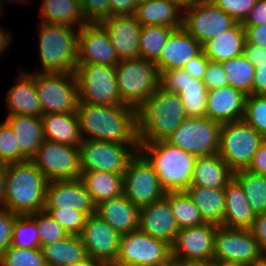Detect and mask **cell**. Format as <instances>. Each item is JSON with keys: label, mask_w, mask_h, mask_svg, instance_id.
Instances as JSON below:
<instances>
[{"label": "cell", "mask_w": 266, "mask_h": 266, "mask_svg": "<svg viewBox=\"0 0 266 266\" xmlns=\"http://www.w3.org/2000/svg\"><path fill=\"white\" fill-rule=\"evenodd\" d=\"M76 114L83 140L140 145L137 109L133 107L79 102Z\"/></svg>", "instance_id": "1"}, {"label": "cell", "mask_w": 266, "mask_h": 266, "mask_svg": "<svg viewBox=\"0 0 266 266\" xmlns=\"http://www.w3.org/2000/svg\"><path fill=\"white\" fill-rule=\"evenodd\" d=\"M48 182L31 160L6 164L3 209L18 215L44 210Z\"/></svg>", "instance_id": "2"}, {"label": "cell", "mask_w": 266, "mask_h": 266, "mask_svg": "<svg viewBox=\"0 0 266 266\" xmlns=\"http://www.w3.org/2000/svg\"><path fill=\"white\" fill-rule=\"evenodd\" d=\"M186 118L180 96L159 86L137 109L139 143L168 139Z\"/></svg>", "instance_id": "3"}, {"label": "cell", "mask_w": 266, "mask_h": 266, "mask_svg": "<svg viewBox=\"0 0 266 266\" xmlns=\"http://www.w3.org/2000/svg\"><path fill=\"white\" fill-rule=\"evenodd\" d=\"M139 144V152L153 166L166 192L186 191L190 187L197 156L167 140Z\"/></svg>", "instance_id": "4"}, {"label": "cell", "mask_w": 266, "mask_h": 266, "mask_svg": "<svg viewBox=\"0 0 266 266\" xmlns=\"http://www.w3.org/2000/svg\"><path fill=\"white\" fill-rule=\"evenodd\" d=\"M39 58L44 73H75L79 29L39 22Z\"/></svg>", "instance_id": "5"}, {"label": "cell", "mask_w": 266, "mask_h": 266, "mask_svg": "<svg viewBox=\"0 0 266 266\" xmlns=\"http://www.w3.org/2000/svg\"><path fill=\"white\" fill-rule=\"evenodd\" d=\"M115 70L121 102L134 109H139L160 86L158 67L143 58L121 60Z\"/></svg>", "instance_id": "6"}, {"label": "cell", "mask_w": 266, "mask_h": 266, "mask_svg": "<svg viewBox=\"0 0 266 266\" xmlns=\"http://www.w3.org/2000/svg\"><path fill=\"white\" fill-rule=\"evenodd\" d=\"M28 73L34 78L42 115L76 113L79 91L74 73Z\"/></svg>", "instance_id": "7"}, {"label": "cell", "mask_w": 266, "mask_h": 266, "mask_svg": "<svg viewBox=\"0 0 266 266\" xmlns=\"http://www.w3.org/2000/svg\"><path fill=\"white\" fill-rule=\"evenodd\" d=\"M264 137L243 120L223 123L218 154L233 172L248 169Z\"/></svg>", "instance_id": "8"}, {"label": "cell", "mask_w": 266, "mask_h": 266, "mask_svg": "<svg viewBox=\"0 0 266 266\" xmlns=\"http://www.w3.org/2000/svg\"><path fill=\"white\" fill-rule=\"evenodd\" d=\"M266 259L250 229L218 226L214 236L213 261L252 266Z\"/></svg>", "instance_id": "9"}, {"label": "cell", "mask_w": 266, "mask_h": 266, "mask_svg": "<svg viewBox=\"0 0 266 266\" xmlns=\"http://www.w3.org/2000/svg\"><path fill=\"white\" fill-rule=\"evenodd\" d=\"M75 76L79 102L94 105H123L118 91L115 67L77 64Z\"/></svg>", "instance_id": "10"}, {"label": "cell", "mask_w": 266, "mask_h": 266, "mask_svg": "<svg viewBox=\"0 0 266 266\" xmlns=\"http://www.w3.org/2000/svg\"><path fill=\"white\" fill-rule=\"evenodd\" d=\"M122 194L139 208L160 200L166 194L153 166L140 152L129 160L123 173Z\"/></svg>", "instance_id": "11"}, {"label": "cell", "mask_w": 266, "mask_h": 266, "mask_svg": "<svg viewBox=\"0 0 266 266\" xmlns=\"http://www.w3.org/2000/svg\"><path fill=\"white\" fill-rule=\"evenodd\" d=\"M139 146L83 140L79 146L81 173L102 171L123 174L129 160L139 152Z\"/></svg>", "instance_id": "12"}, {"label": "cell", "mask_w": 266, "mask_h": 266, "mask_svg": "<svg viewBox=\"0 0 266 266\" xmlns=\"http://www.w3.org/2000/svg\"><path fill=\"white\" fill-rule=\"evenodd\" d=\"M221 123L207 117L186 118L166 139L195 156L218 153Z\"/></svg>", "instance_id": "13"}, {"label": "cell", "mask_w": 266, "mask_h": 266, "mask_svg": "<svg viewBox=\"0 0 266 266\" xmlns=\"http://www.w3.org/2000/svg\"><path fill=\"white\" fill-rule=\"evenodd\" d=\"M217 227L216 224L205 222L179 229L171 245L172 261L183 264H211Z\"/></svg>", "instance_id": "14"}, {"label": "cell", "mask_w": 266, "mask_h": 266, "mask_svg": "<svg viewBox=\"0 0 266 266\" xmlns=\"http://www.w3.org/2000/svg\"><path fill=\"white\" fill-rule=\"evenodd\" d=\"M116 260L139 266H171V245L137 230L120 236Z\"/></svg>", "instance_id": "15"}, {"label": "cell", "mask_w": 266, "mask_h": 266, "mask_svg": "<svg viewBox=\"0 0 266 266\" xmlns=\"http://www.w3.org/2000/svg\"><path fill=\"white\" fill-rule=\"evenodd\" d=\"M31 161L48 181L81 179L79 147L44 140Z\"/></svg>", "instance_id": "16"}, {"label": "cell", "mask_w": 266, "mask_h": 266, "mask_svg": "<svg viewBox=\"0 0 266 266\" xmlns=\"http://www.w3.org/2000/svg\"><path fill=\"white\" fill-rule=\"evenodd\" d=\"M237 23L211 0H201L183 9V28L202 45Z\"/></svg>", "instance_id": "17"}, {"label": "cell", "mask_w": 266, "mask_h": 266, "mask_svg": "<svg viewBox=\"0 0 266 266\" xmlns=\"http://www.w3.org/2000/svg\"><path fill=\"white\" fill-rule=\"evenodd\" d=\"M160 87L180 96L187 117H207L208 90L201 79L192 78L184 69L161 71Z\"/></svg>", "instance_id": "18"}, {"label": "cell", "mask_w": 266, "mask_h": 266, "mask_svg": "<svg viewBox=\"0 0 266 266\" xmlns=\"http://www.w3.org/2000/svg\"><path fill=\"white\" fill-rule=\"evenodd\" d=\"M119 57L105 29L98 23H87L79 29L78 64L116 67Z\"/></svg>", "instance_id": "19"}, {"label": "cell", "mask_w": 266, "mask_h": 266, "mask_svg": "<svg viewBox=\"0 0 266 266\" xmlns=\"http://www.w3.org/2000/svg\"><path fill=\"white\" fill-rule=\"evenodd\" d=\"M120 236L95 213L87 217L80 235L86 254L106 263L117 259Z\"/></svg>", "instance_id": "20"}, {"label": "cell", "mask_w": 266, "mask_h": 266, "mask_svg": "<svg viewBox=\"0 0 266 266\" xmlns=\"http://www.w3.org/2000/svg\"><path fill=\"white\" fill-rule=\"evenodd\" d=\"M72 208L87 216L95 213V205L81 179L49 181L44 209Z\"/></svg>", "instance_id": "21"}, {"label": "cell", "mask_w": 266, "mask_h": 266, "mask_svg": "<svg viewBox=\"0 0 266 266\" xmlns=\"http://www.w3.org/2000/svg\"><path fill=\"white\" fill-rule=\"evenodd\" d=\"M107 32L119 60L139 58L142 25L135 15H114L98 22Z\"/></svg>", "instance_id": "22"}, {"label": "cell", "mask_w": 266, "mask_h": 266, "mask_svg": "<svg viewBox=\"0 0 266 266\" xmlns=\"http://www.w3.org/2000/svg\"><path fill=\"white\" fill-rule=\"evenodd\" d=\"M141 209L139 230L149 236L173 244L179 228L166 196Z\"/></svg>", "instance_id": "23"}, {"label": "cell", "mask_w": 266, "mask_h": 266, "mask_svg": "<svg viewBox=\"0 0 266 266\" xmlns=\"http://www.w3.org/2000/svg\"><path fill=\"white\" fill-rule=\"evenodd\" d=\"M202 51V44L181 27L170 34L155 65L159 72L183 69L186 63Z\"/></svg>", "instance_id": "24"}, {"label": "cell", "mask_w": 266, "mask_h": 266, "mask_svg": "<svg viewBox=\"0 0 266 266\" xmlns=\"http://www.w3.org/2000/svg\"><path fill=\"white\" fill-rule=\"evenodd\" d=\"M95 214L120 235L135 232L140 228L141 209L131 203L123 194L97 204Z\"/></svg>", "instance_id": "25"}, {"label": "cell", "mask_w": 266, "mask_h": 266, "mask_svg": "<svg viewBox=\"0 0 266 266\" xmlns=\"http://www.w3.org/2000/svg\"><path fill=\"white\" fill-rule=\"evenodd\" d=\"M246 96L229 85L208 90L207 118L221 124L242 120Z\"/></svg>", "instance_id": "26"}, {"label": "cell", "mask_w": 266, "mask_h": 266, "mask_svg": "<svg viewBox=\"0 0 266 266\" xmlns=\"http://www.w3.org/2000/svg\"><path fill=\"white\" fill-rule=\"evenodd\" d=\"M134 15L142 26H183V9L170 0H141Z\"/></svg>", "instance_id": "27"}, {"label": "cell", "mask_w": 266, "mask_h": 266, "mask_svg": "<svg viewBox=\"0 0 266 266\" xmlns=\"http://www.w3.org/2000/svg\"><path fill=\"white\" fill-rule=\"evenodd\" d=\"M13 130L21 154L31 160L43 143V124L41 117L32 115L7 114L4 120Z\"/></svg>", "instance_id": "28"}, {"label": "cell", "mask_w": 266, "mask_h": 266, "mask_svg": "<svg viewBox=\"0 0 266 266\" xmlns=\"http://www.w3.org/2000/svg\"><path fill=\"white\" fill-rule=\"evenodd\" d=\"M234 178V172L218 153L197 156L190 186L224 189Z\"/></svg>", "instance_id": "29"}, {"label": "cell", "mask_w": 266, "mask_h": 266, "mask_svg": "<svg viewBox=\"0 0 266 266\" xmlns=\"http://www.w3.org/2000/svg\"><path fill=\"white\" fill-rule=\"evenodd\" d=\"M225 211L223 226L249 229L256 217L246 198L242 186L233 178L224 188Z\"/></svg>", "instance_id": "30"}, {"label": "cell", "mask_w": 266, "mask_h": 266, "mask_svg": "<svg viewBox=\"0 0 266 266\" xmlns=\"http://www.w3.org/2000/svg\"><path fill=\"white\" fill-rule=\"evenodd\" d=\"M41 119L45 140L75 147L83 142L76 113L45 114Z\"/></svg>", "instance_id": "31"}, {"label": "cell", "mask_w": 266, "mask_h": 266, "mask_svg": "<svg viewBox=\"0 0 266 266\" xmlns=\"http://www.w3.org/2000/svg\"><path fill=\"white\" fill-rule=\"evenodd\" d=\"M246 33L243 24L237 22L229 30L202 45L203 52L212 62H222L243 54Z\"/></svg>", "instance_id": "32"}, {"label": "cell", "mask_w": 266, "mask_h": 266, "mask_svg": "<svg viewBox=\"0 0 266 266\" xmlns=\"http://www.w3.org/2000/svg\"><path fill=\"white\" fill-rule=\"evenodd\" d=\"M25 72L20 71L17 83L7 93L6 104L8 109L10 108L8 113L41 117L42 108L34 85V78L28 71Z\"/></svg>", "instance_id": "33"}, {"label": "cell", "mask_w": 266, "mask_h": 266, "mask_svg": "<svg viewBox=\"0 0 266 266\" xmlns=\"http://www.w3.org/2000/svg\"><path fill=\"white\" fill-rule=\"evenodd\" d=\"M40 13V22L49 24L80 29L88 23L84 18L80 0H42Z\"/></svg>", "instance_id": "34"}, {"label": "cell", "mask_w": 266, "mask_h": 266, "mask_svg": "<svg viewBox=\"0 0 266 266\" xmlns=\"http://www.w3.org/2000/svg\"><path fill=\"white\" fill-rule=\"evenodd\" d=\"M186 192L198 207L205 222L223 226L225 211L224 189L190 186Z\"/></svg>", "instance_id": "35"}, {"label": "cell", "mask_w": 266, "mask_h": 266, "mask_svg": "<svg viewBox=\"0 0 266 266\" xmlns=\"http://www.w3.org/2000/svg\"><path fill=\"white\" fill-rule=\"evenodd\" d=\"M92 201L100 202L117 198L123 193V174L102 171H87L81 175Z\"/></svg>", "instance_id": "36"}, {"label": "cell", "mask_w": 266, "mask_h": 266, "mask_svg": "<svg viewBox=\"0 0 266 266\" xmlns=\"http://www.w3.org/2000/svg\"><path fill=\"white\" fill-rule=\"evenodd\" d=\"M41 250L46 266H71L87 256L81 237L76 235L42 246Z\"/></svg>", "instance_id": "37"}, {"label": "cell", "mask_w": 266, "mask_h": 266, "mask_svg": "<svg viewBox=\"0 0 266 266\" xmlns=\"http://www.w3.org/2000/svg\"><path fill=\"white\" fill-rule=\"evenodd\" d=\"M234 178L242 186L254 214H266V175L244 169L234 172Z\"/></svg>", "instance_id": "38"}, {"label": "cell", "mask_w": 266, "mask_h": 266, "mask_svg": "<svg viewBox=\"0 0 266 266\" xmlns=\"http://www.w3.org/2000/svg\"><path fill=\"white\" fill-rule=\"evenodd\" d=\"M227 74L228 85L242 91L245 95H253L255 66L244 54L220 62Z\"/></svg>", "instance_id": "39"}, {"label": "cell", "mask_w": 266, "mask_h": 266, "mask_svg": "<svg viewBox=\"0 0 266 266\" xmlns=\"http://www.w3.org/2000/svg\"><path fill=\"white\" fill-rule=\"evenodd\" d=\"M174 218L179 229L205 223L198 207L186 191L166 192Z\"/></svg>", "instance_id": "40"}, {"label": "cell", "mask_w": 266, "mask_h": 266, "mask_svg": "<svg viewBox=\"0 0 266 266\" xmlns=\"http://www.w3.org/2000/svg\"><path fill=\"white\" fill-rule=\"evenodd\" d=\"M174 30L166 26H142L139 57L155 63Z\"/></svg>", "instance_id": "41"}, {"label": "cell", "mask_w": 266, "mask_h": 266, "mask_svg": "<svg viewBox=\"0 0 266 266\" xmlns=\"http://www.w3.org/2000/svg\"><path fill=\"white\" fill-rule=\"evenodd\" d=\"M11 246L40 248L37 223L30 215H18L13 226Z\"/></svg>", "instance_id": "42"}, {"label": "cell", "mask_w": 266, "mask_h": 266, "mask_svg": "<svg viewBox=\"0 0 266 266\" xmlns=\"http://www.w3.org/2000/svg\"><path fill=\"white\" fill-rule=\"evenodd\" d=\"M242 120L266 140V95H248Z\"/></svg>", "instance_id": "43"}, {"label": "cell", "mask_w": 266, "mask_h": 266, "mask_svg": "<svg viewBox=\"0 0 266 266\" xmlns=\"http://www.w3.org/2000/svg\"><path fill=\"white\" fill-rule=\"evenodd\" d=\"M30 216L37 223L40 248L56 241L63 240L69 236L64 228L53 219L47 211L41 210L30 214Z\"/></svg>", "instance_id": "44"}, {"label": "cell", "mask_w": 266, "mask_h": 266, "mask_svg": "<svg viewBox=\"0 0 266 266\" xmlns=\"http://www.w3.org/2000/svg\"><path fill=\"white\" fill-rule=\"evenodd\" d=\"M0 266H46L41 248L10 246L0 259Z\"/></svg>", "instance_id": "45"}, {"label": "cell", "mask_w": 266, "mask_h": 266, "mask_svg": "<svg viewBox=\"0 0 266 266\" xmlns=\"http://www.w3.org/2000/svg\"><path fill=\"white\" fill-rule=\"evenodd\" d=\"M44 210L47 211L49 215L55 219L69 235H81L84 224L88 217L85 213L72 208Z\"/></svg>", "instance_id": "46"}, {"label": "cell", "mask_w": 266, "mask_h": 266, "mask_svg": "<svg viewBox=\"0 0 266 266\" xmlns=\"http://www.w3.org/2000/svg\"><path fill=\"white\" fill-rule=\"evenodd\" d=\"M0 160L4 164L27 161L21 154L13 130L5 121L0 123Z\"/></svg>", "instance_id": "47"}, {"label": "cell", "mask_w": 266, "mask_h": 266, "mask_svg": "<svg viewBox=\"0 0 266 266\" xmlns=\"http://www.w3.org/2000/svg\"><path fill=\"white\" fill-rule=\"evenodd\" d=\"M237 22L243 23L257 0H211Z\"/></svg>", "instance_id": "48"}, {"label": "cell", "mask_w": 266, "mask_h": 266, "mask_svg": "<svg viewBox=\"0 0 266 266\" xmlns=\"http://www.w3.org/2000/svg\"><path fill=\"white\" fill-rule=\"evenodd\" d=\"M84 18L96 23L110 17V0H80Z\"/></svg>", "instance_id": "49"}, {"label": "cell", "mask_w": 266, "mask_h": 266, "mask_svg": "<svg viewBox=\"0 0 266 266\" xmlns=\"http://www.w3.org/2000/svg\"><path fill=\"white\" fill-rule=\"evenodd\" d=\"M18 214L0 209V259L11 246L13 226Z\"/></svg>", "instance_id": "50"}, {"label": "cell", "mask_w": 266, "mask_h": 266, "mask_svg": "<svg viewBox=\"0 0 266 266\" xmlns=\"http://www.w3.org/2000/svg\"><path fill=\"white\" fill-rule=\"evenodd\" d=\"M202 81L205 83L207 90L228 86L227 74L219 62L209 61Z\"/></svg>", "instance_id": "51"}, {"label": "cell", "mask_w": 266, "mask_h": 266, "mask_svg": "<svg viewBox=\"0 0 266 266\" xmlns=\"http://www.w3.org/2000/svg\"><path fill=\"white\" fill-rule=\"evenodd\" d=\"M209 59L202 51L198 56L192 58L188 63L185 64L183 69L192 77L201 79L203 78Z\"/></svg>", "instance_id": "52"}, {"label": "cell", "mask_w": 266, "mask_h": 266, "mask_svg": "<svg viewBox=\"0 0 266 266\" xmlns=\"http://www.w3.org/2000/svg\"><path fill=\"white\" fill-rule=\"evenodd\" d=\"M253 237L259 243L261 251L266 256V214L256 215L252 226L249 228Z\"/></svg>", "instance_id": "53"}, {"label": "cell", "mask_w": 266, "mask_h": 266, "mask_svg": "<svg viewBox=\"0 0 266 266\" xmlns=\"http://www.w3.org/2000/svg\"><path fill=\"white\" fill-rule=\"evenodd\" d=\"M266 22V0H257L243 26H257Z\"/></svg>", "instance_id": "54"}, {"label": "cell", "mask_w": 266, "mask_h": 266, "mask_svg": "<svg viewBox=\"0 0 266 266\" xmlns=\"http://www.w3.org/2000/svg\"><path fill=\"white\" fill-rule=\"evenodd\" d=\"M246 33V43L266 48V22L257 26H243Z\"/></svg>", "instance_id": "55"}, {"label": "cell", "mask_w": 266, "mask_h": 266, "mask_svg": "<svg viewBox=\"0 0 266 266\" xmlns=\"http://www.w3.org/2000/svg\"><path fill=\"white\" fill-rule=\"evenodd\" d=\"M140 0H110V16L133 15Z\"/></svg>", "instance_id": "56"}, {"label": "cell", "mask_w": 266, "mask_h": 266, "mask_svg": "<svg viewBox=\"0 0 266 266\" xmlns=\"http://www.w3.org/2000/svg\"><path fill=\"white\" fill-rule=\"evenodd\" d=\"M253 95H266V61L255 66Z\"/></svg>", "instance_id": "57"}, {"label": "cell", "mask_w": 266, "mask_h": 266, "mask_svg": "<svg viewBox=\"0 0 266 266\" xmlns=\"http://www.w3.org/2000/svg\"><path fill=\"white\" fill-rule=\"evenodd\" d=\"M249 171L266 175V140L260 145L248 167Z\"/></svg>", "instance_id": "58"}, {"label": "cell", "mask_w": 266, "mask_h": 266, "mask_svg": "<svg viewBox=\"0 0 266 266\" xmlns=\"http://www.w3.org/2000/svg\"><path fill=\"white\" fill-rule=\"evenodd\" d=\"M243 54L254 66H256L259 62L266 61V48L262 46L246 43Z\"/></svg>", "instance_id": "59"}, {"label": "cell", "mask_w": 266, "mask_h": 266, "mask_svg": "<svg viewBox=\"0 0 266 266\" xmlns=\"http://www.w3.org/2000/svg\"><path fill=\"white\" fill-rule=\"evenodd\" d=\"M4 27L0 26V56L4 51L8 50V46H10L12 34L9 31L3 29Z\"/></svg>", "instance_id": "60"}, {"label": "cell", "mask_w": 266, "mask_h": 266, "mask_svg": "<svg viewBox=\"0 0 266 266\" xmlns=\"http://www.w3.org/2000/svg\"><path fill=\"white\" fill-rule=\"evenodd\" d=\"M5 181H6V164L0 165V209L4 208V203H5Z\"/></svg>", "instance_id": "61"}, {"label": "cell", "mask_w": 266, "mask_h": 266, "mask_svg": "<svg viewBox=\"0 0 266 266\" xmlns=\"http://www.w3.org/2000/svg\"><path fill=\"white\" fill-rule=\"evenodd\" d=\"M71 266H107V263L104 261L89 257L87 255L84 259L72 264Z\"/></svg>", "instance_id": "62"}, {"label": "cell", "mask_w": 266, "mask_h": 266, "mask_svg": "<svg viewBox=\"0 0 266 266\" xmlns=\"http://www.w3.org/2000/svg\"><path fill=\"white\" fill-rule=\"evenodd\" d=\"M177 3L182 9L190 7L201 0H170Z\"/></svg>", "instance_id": "63"}, {"label": "cell", "mask_w": 266, "mask_h": 266, "mask_svg": "<svg viewBox=\"0 0 266 266\" xmlns=\"http://www.w3.org/2000/svg\"><path fill=\"white\" fill-rule=\"evenodd\" d=\"M107 266H139L136 264L125 263L119 260H114L107 263Z\"/></svg>", "instance_id": "64"}, {"label": "cell", "mask_w": 266, "mask_h": 266, "mask_svg": "<svg viewBox=\"0 0 266 266\" xmlns=\"http://www.w3.org/2000/svg\"><path fill=\"white\" fill-rule=\"evenodd\" d=\"M171 266H212L211 264H183L176 261H172Z\"/></svg>", "instance_id": "65"}, {"label": "cell", "mask_w": 266, "mask_h": 266, "mask_svg": "<svg viewBox=\"0 0 266 266\" xmlns=\"http://www.w3.org/2000/svg\"><path fill=\"white\" fill-rule=\"evenodd\" d=\"M212 266H241V265H235V264H226V263H221V262H215L213 261L211 263Z\"/></svg>", "instance_id": "66"}, {"label": "cell", "mask_w": 266, "mask_h": 266, "mask_svg": "<svg viewBox=\"0 0 266 266\" xmlns=\"http://www.w3.org/2000/svg\"><path fill=\"white\" fill-rule=\"evenodd\" d=\"M252 266H266V259L263 261V262H260V263H257V264H254Z\"/></svg>", "instance_id": "67"}, {"label": "cell", "mask_w": 266, "mask_h": 266, "mask_svg": "<svg viewBox=\"0 0 266 266\" xmlns=\"http://www.w3.org/2000/svg\"><path fill=\"white\" fill-rule=\"evenodd\" d=\"M2 1H4V0H1V2H2ZM9 1H11V2L14 1V2H15V0H8V3H9ZM16 1H17V2H23V0H16ZM26 1H27V0H24V2H26Z\"/></svg>", "instance_id": "68"}, {"label": "cell", "mask_w": 266, "mask_h": 266, "mask_svg": "<svg viewBox=\"0 0 266 266\" xmlns=\"http://www.w3.org/2000/svg\"><path fill=\"white\" fill-rule=\"evenodd\" d=\"M3 2H1V0H0V10H2V7H3V4H2ZM0 12H2V11H0ZM1 14V13H0Z\"/></svg>", "instance_id": "69"}]
</instances>
